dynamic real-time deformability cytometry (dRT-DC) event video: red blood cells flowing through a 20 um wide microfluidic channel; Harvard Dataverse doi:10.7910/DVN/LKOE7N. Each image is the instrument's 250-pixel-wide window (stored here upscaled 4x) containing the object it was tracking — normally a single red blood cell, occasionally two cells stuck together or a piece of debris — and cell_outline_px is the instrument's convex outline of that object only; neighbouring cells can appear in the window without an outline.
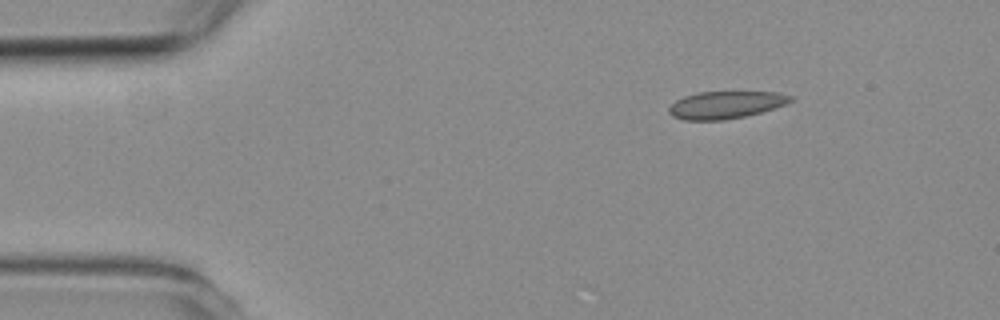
{"species": "common noctule bat (a hibernating species)", "species_latin": "Nyctalus noctula", "temperature_condition": "room temperature", "stored_images_in_passage": 3, "camera_frame_rate_fps": 3000, "um_per_image_px": 0.085, "animal": {"sex": "female", "body_mass_g": 19.3, "forearm_length_mm": 54.1}, "frame": {"image": 1, "passage_image": 1, "time_ms": 0.0, "image_size_px": [1000, 320], "cell_outline_px": [[792, 100], [784, 104], [760, 112], [744, 116], [724, 120], [684, 120], [672, 116], [668, 112], [668, 108], [676, 100], [684, 96], [696, 92], [776, 92], [792, 96]], "centroid_in_image_um": [61.62, 8.91], "position_along_channel_um": 23.4, "area_um2": 19.19}}